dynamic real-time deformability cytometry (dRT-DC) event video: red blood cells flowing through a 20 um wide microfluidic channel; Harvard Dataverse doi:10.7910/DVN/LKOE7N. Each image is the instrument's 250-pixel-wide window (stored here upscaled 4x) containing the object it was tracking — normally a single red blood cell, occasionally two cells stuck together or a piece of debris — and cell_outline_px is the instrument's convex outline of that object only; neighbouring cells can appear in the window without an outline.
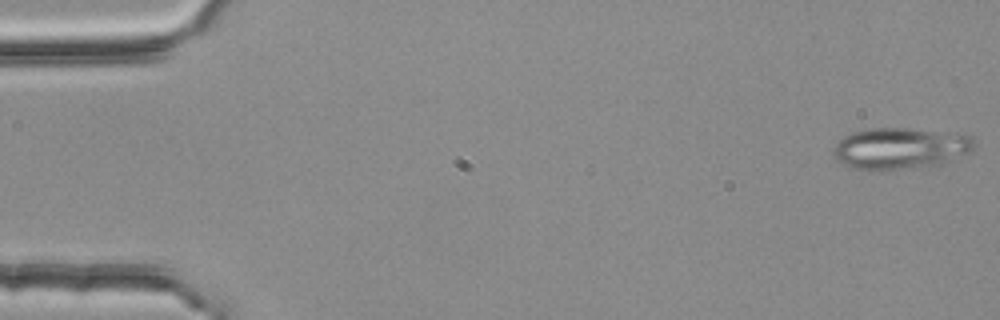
{"species": "common noctule bat (a hibernating species)", "species_latin": "Nyctalus noctula", "temperature_condition": "room temperature", "stored_images_in_passage": 4, "camera_frame_rate_fps": 3000, "um_per_image_px": 0.085, "animal": {"sex": "female", "body_mass_g": 25.1}, "frame": {"image": 1, "passage_image": 1, "time_ms": 0.0, "image_size_px": [1000, 320], "cell_outline_px": [[976, 144], [972, 152], [940, 164], [896, 168], [852, 168], [836, 160], [832, 152], [836, 144], [844, 136], [852, 132], [868, 128], [904, 128], [968, 132], [972, 136]], "centroid_in_image_um": [76.62, 12.55], "position_along_channel_um": 8.4, "area_um2": 33.99}}